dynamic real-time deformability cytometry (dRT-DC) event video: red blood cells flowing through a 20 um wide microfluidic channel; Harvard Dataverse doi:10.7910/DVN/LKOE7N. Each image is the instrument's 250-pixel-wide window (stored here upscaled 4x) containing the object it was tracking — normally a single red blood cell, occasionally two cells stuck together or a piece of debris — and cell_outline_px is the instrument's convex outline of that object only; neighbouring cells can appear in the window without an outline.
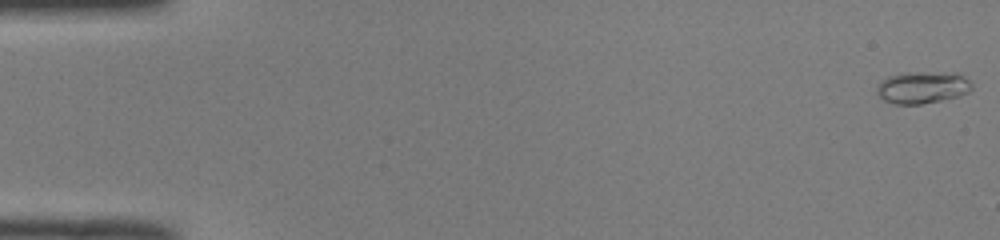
{"species": "common noctule bat (a hibernating species)", "species_latin": "Nyctalus noctula", "temperature_condition": "room temperature", "stored_images_in_passage": 51, "camera_frame_rate_fps": 3000, "um_per_image_px": 0.085, "animal": {"sex": "male", "body_mass_g": 19.0, "forearm_length_mm": 50.8}, "frame": {"image": 1, "passage_image": 1, "time_ms": 0.0, "image_size_px": [1000, 240], "cell_outline_px": [[972, 88], [968, 92], [960, 96], [920, 104], [896, 104], [884, 100], [876, 92], [876, 88], [880, 80], [888, 76], [900, 72], [956, 72], [964, 76], [972, 84]], "centroid_in_image_um": [78.4, 7.41], "position_along_channel_um": 6.6, "area_um2": 17.98}}
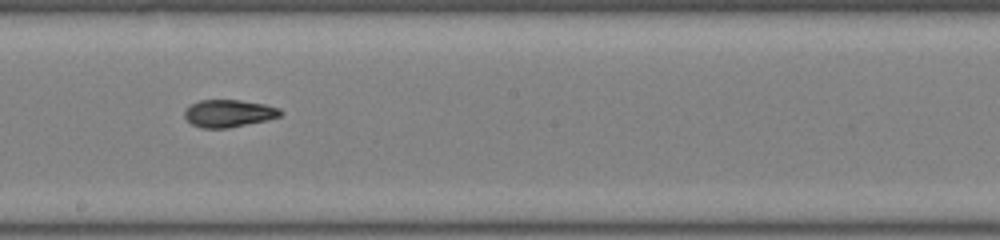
{"frame": {"image": 2, "passage_image": 29, "time_ms": 9.333, "image_size_px": [1000, 240], "cell_outline_px": [[284, 112], [280, 116], [268, 120], [228, 128], [200, 128], [192, 124], [184, 116], [184, 112], [192, 104], [200, 100], [240, 100], [264, 104], [280, 108]], "centroid_in_image_um": [19.48, 9.64], "position_along_channel_um": 228.7, "area_um2": 15.32}}
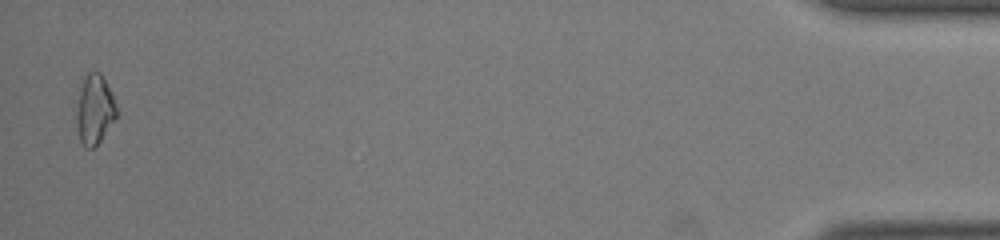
{"frame": {"image": 3, "passage_image": 50, "time_ms": 16.333, "image_size_px": [1000, 240], "cell_outline_px": [[120, 112], [100, 140], [92, 148], [84, 148], [80, 140], [76, 120], [76, 116], [80, 76], [88, 72], [100, 72], [112, 92]], "centroid_in_image_um": [8.04, 9.24], "position_along_channel_um": 427.2, "area_um2": 16.7}, "authors_computed_cell_mechanics": {"area_um2": 15.6638, "velocity_mm_per_s": 4.0807, "shape_relaxation_time_tau1_ms": null, "shape_relaxation_time_tau2_ms": 1.7573, "deformation_change_tau1": null, "deformation_change_tau2": 0.0554}}